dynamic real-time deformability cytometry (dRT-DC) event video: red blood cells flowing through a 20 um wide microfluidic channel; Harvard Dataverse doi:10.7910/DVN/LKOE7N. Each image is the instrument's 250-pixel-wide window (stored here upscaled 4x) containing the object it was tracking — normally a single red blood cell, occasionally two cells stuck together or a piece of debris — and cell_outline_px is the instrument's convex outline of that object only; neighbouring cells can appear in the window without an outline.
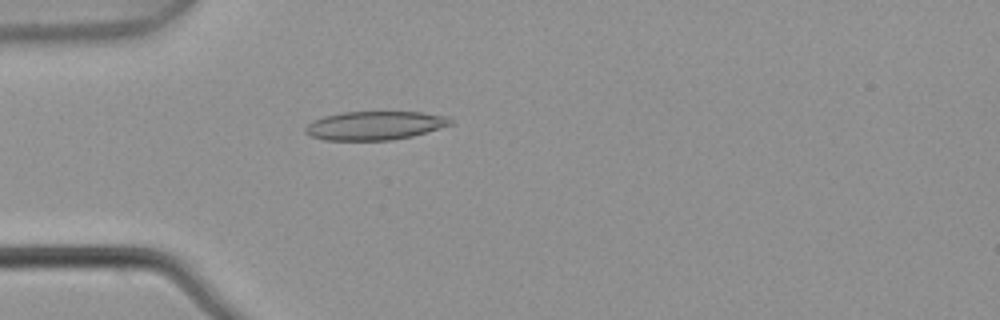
{"species": "common noctule bat (a hibernating species)", "species_latin": "Nyctalus noctula", "temperature_condition": "warm", "stored_images_in_passage": 2, "camera_frame_rate_fps": 3000, "um_per_image_px": 0.085, "animal": {"sex": "male", "body_mass_g": 21.5, "forearm_length_mm": 52.0}, "frame": {"image": 1, "passage_image": 2, "time_ms": 0.333, "image_size_px": [1000, 320], "cell_outline_px": [[452, 124], [412, 136], [392, 140], [324, 140], [312, 136], [304, 132], [304, 128], [312, 120], [324, 116], [340, 112], [424, 112], [448, 116], [452, 120]], "centroid_in_image_um": [31.84, 10.66], "position_along_channel_um": 53.2, "area_um2": 24.28}}